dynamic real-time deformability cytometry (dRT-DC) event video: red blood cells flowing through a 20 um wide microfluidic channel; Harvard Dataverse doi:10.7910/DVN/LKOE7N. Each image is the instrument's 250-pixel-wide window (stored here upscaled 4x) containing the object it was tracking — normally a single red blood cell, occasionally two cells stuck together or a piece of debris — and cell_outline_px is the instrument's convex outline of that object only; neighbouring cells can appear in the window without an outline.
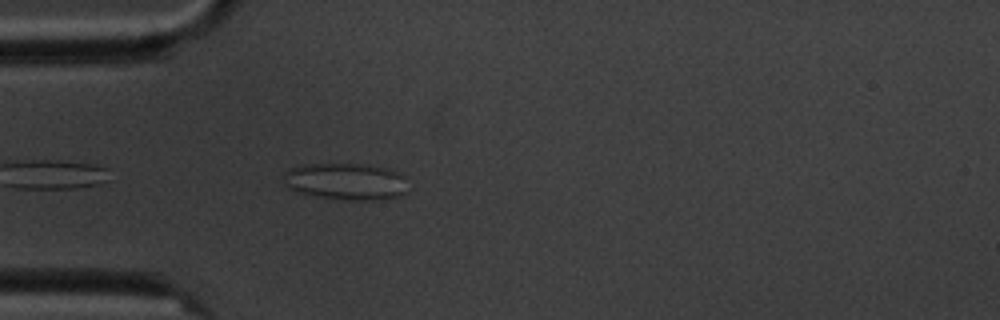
{"species": "common noctule bat (a hibernating species)", "species_latin": "Nyctalus noctula", "temperature_condition": "cold", "stored_images_in_passage": 3, "camera_frame_rate_fps": 3000, "um_per_image_px": 0.085, "animal": {"sex": "male", "body_mass_g": 20.1, "forearm_length_mm": 53.5}, "frame": {"image": 1, "passage_image": 3, "time_ms": 2.333, "image_size_px": [1000, 320], "cell_outline_px": [[408, 192], [400, 196], [384, 200], [348, 200], [316, 196], [296, 192], [288, 188], [284, 184], [284, 172], [288, 168], [300, 164], [368, 164], [384, 168], [396, 172], [404, 176]], "centroid_in_image_um": [29.38, 15.43], "position_along_channel_um": 55.6, "area_um2": 27.11}}